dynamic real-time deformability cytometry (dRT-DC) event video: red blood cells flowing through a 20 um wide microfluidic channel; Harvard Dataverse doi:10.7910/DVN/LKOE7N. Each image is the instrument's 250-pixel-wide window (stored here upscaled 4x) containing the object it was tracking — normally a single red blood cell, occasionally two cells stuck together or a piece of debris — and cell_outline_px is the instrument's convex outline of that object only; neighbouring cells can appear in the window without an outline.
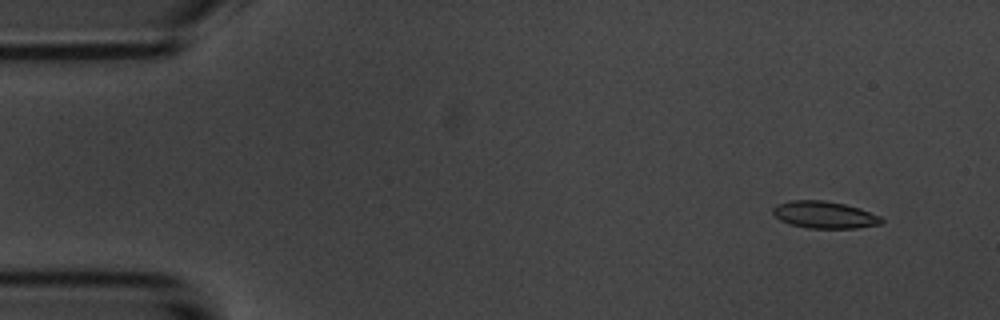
{"species": "common noctule bat (a hibernating species)", "species_latin": "Nyctalus noctula", "temperature_condition": "room temperature", "stored_images_in_passage": 5, "camera_frame_rate_fps": 3000, "um_per_image_px": 0.085, "animal": {"sex": "male", "body_mass_g": 20.1, "forearm_length_mm": 53.5}, "frame": {"image": 1, "passage_image": 2, "time_ms": 1.0, "image_size_px": [1000, 320], "cell_outline_px": [[884, 220], [880, 224], [856, 228], [808, 228], [792, 224], [780, 220], [772, 212], [772, 208], [776, 204], [792, 200], [824, 200], [844, 204], [860, 208], [880, 216]], "centroid_in_image_um": [70.07, 18.25], "position_along_channel_um": 14.9, "area_um2": 17.05}}
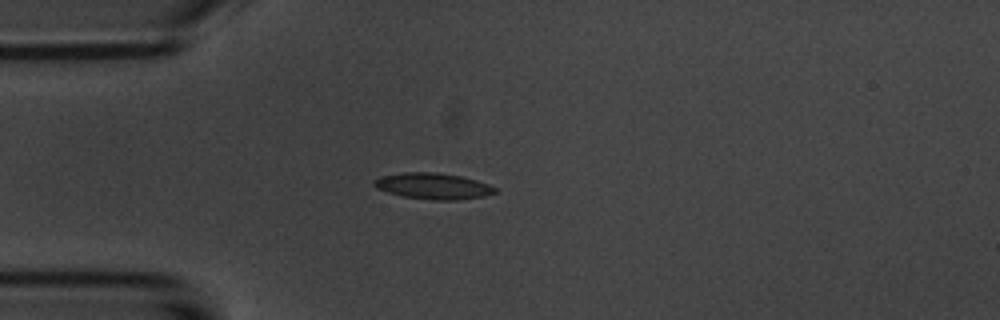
{"frame": {"image": 2, "passage_image": 4, "time_ms": 4.333, "image_size_px": [1000, 320], "cell_outline_px": [[500, 192], [484, 196], [456, 200], [432, 200], [404, 196], [388, 192], [376, 188], [372, 184], [372, 180], [380, 176], [404, 172], [436, 172], [460, 176], [476, 180], [488, 184], [496, 188]], "centroid_in_image_um": [36.81, 15.81], "position_along_channel_um": 48.2, "area_um2": 18.5}}